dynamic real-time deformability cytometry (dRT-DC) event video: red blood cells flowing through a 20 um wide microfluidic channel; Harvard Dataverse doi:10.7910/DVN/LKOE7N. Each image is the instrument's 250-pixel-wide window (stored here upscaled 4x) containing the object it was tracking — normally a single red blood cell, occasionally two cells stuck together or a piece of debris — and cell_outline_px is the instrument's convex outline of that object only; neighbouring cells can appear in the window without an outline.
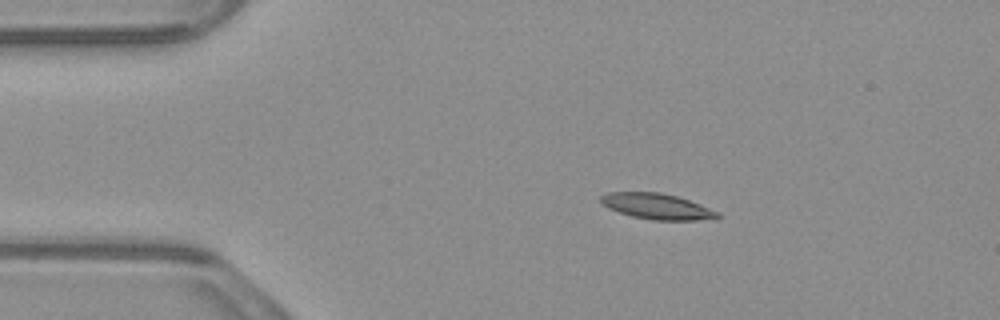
{"species": "common noctule bat (a hibernating species)", "species_latin": "Nyctalus noctula", "temperature_condition": "warm", "stored_images_in_passage": 3, "camera_frame_rate_fps": 3000, "um_per_image_px": 0.085, "animal": {"sex": "male", "body_mass_g": 23.1, "forearm_length_mm": 52.7}, "frame": {"image": 1, "passage_image": 1, "time_ms": 0.0, "image_size_px": [1000, 320], "cell_outline_px": [[720, 216], [696, 220], [652, 220], [632, 216], [608, 208], [600, 200], [600, 196], [608, 192], [660, 192], [676, 196], [688, 200], [720, 212]], "centroid_in_image_um": [55.81, 17.53], "position_along_channel_um": 29.2, "area_um2": 17.22}}